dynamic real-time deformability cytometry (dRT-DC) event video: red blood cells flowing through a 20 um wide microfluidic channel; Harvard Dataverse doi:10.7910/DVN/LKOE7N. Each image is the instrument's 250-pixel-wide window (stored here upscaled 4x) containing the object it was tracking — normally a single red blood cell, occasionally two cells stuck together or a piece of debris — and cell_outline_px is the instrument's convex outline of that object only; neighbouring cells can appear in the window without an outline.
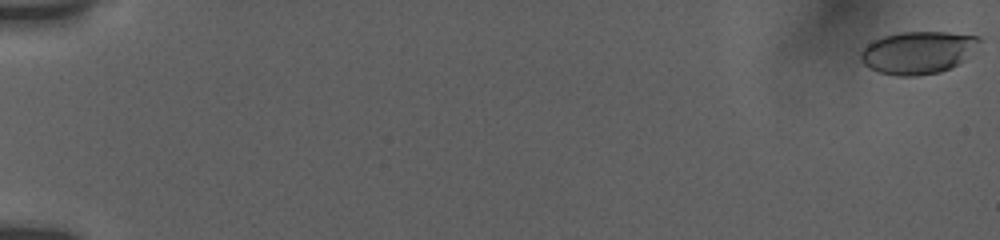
{"species": "human", "species_latin": "Homo sapiens", "temperature_condition": "room temperature", "stored_images_in_passage": 5, "camera_frame_rate_fps": 3000, "um_per_image_px": 0.085, "donor": {"sex": "female"}, "frame": {"image": 1, "passage_image": 1, "time_ms": 0.0, "image_size_px": [1000, 240], "cell_outline_px": [[984, 40], [960, 64], [940, 72], [916, 76], [896, 76], [880, 72], [868, 68], [860, 60], [860, 52], [872, 40], [884, 36], [900, 32], [948, 32], [980, 36]], "centroid_in_image_um": [78.05, 4.46], "position_along_channel_um": 7.0, "area_um2": 29.71}}